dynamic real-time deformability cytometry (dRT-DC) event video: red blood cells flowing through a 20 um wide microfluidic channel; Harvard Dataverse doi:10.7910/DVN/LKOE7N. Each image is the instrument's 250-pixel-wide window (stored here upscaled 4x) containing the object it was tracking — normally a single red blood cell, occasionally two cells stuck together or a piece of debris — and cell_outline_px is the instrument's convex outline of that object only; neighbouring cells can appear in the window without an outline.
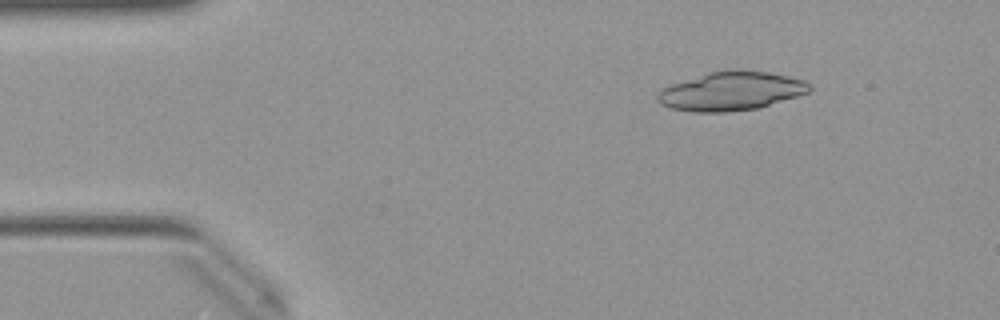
{"species": "Egyptian fruit bat (a non-hibernating species)", "species_latin": "Rousettus aegyptiacus", "temperature_condition": "warm", "stored_images_in_passage": 49, "camera_frame_rate_fps": 3000, "um_per_image_px": 0.085, "animal": {"sex": "female"}, "frame": {"image": 1, "passage_image": 6, "time_ms": 1.667, "image_size_px": [1000, 320], "cell_outline_px": [[812, 88], [808, 92], [760, 108], [724, 112], [692, 112], [672, 108], [660, 104], [656, 100], [656, 96], [664, 88], [672, 84], [708, 72], [732, 68], [740, 68], [768, 72], [788, 76], [804, 80]], "centroid_in_image_um": [62.14, 7.73], "position_along_channel_um": 22.9, "area_um2": 34.45}}